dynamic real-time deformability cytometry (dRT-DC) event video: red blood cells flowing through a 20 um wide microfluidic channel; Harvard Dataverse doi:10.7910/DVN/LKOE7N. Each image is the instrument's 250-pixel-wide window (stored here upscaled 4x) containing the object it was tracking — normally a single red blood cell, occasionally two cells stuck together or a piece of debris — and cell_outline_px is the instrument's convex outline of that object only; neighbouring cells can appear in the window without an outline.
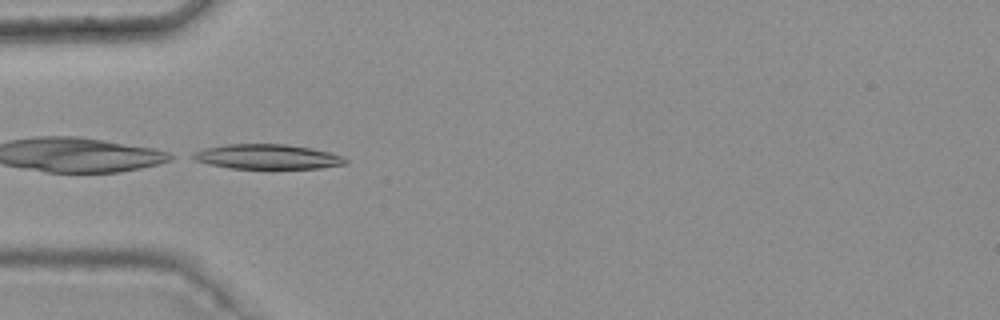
{"species": "common noctule bat (a hibernating species)", "species_latin": "Nyctalus noctula", "temperature_condition": "warm", "stored_images_in_passage": 4, "camera_frame_rate_fps": 3000, "um_per_image_px": 0.085, "animal": {"sex": "female", "body_mass_g": 25.1}, "frame": {"image": 1, "passage_image": 3, "time_ms": 0.667, "image_size_px": [1000, 320], "cell_outline_px": [[348, 164], [320, 168], [272, 172], [228, 168], [208, 164], [196, 160], [188, 156], [204, 148], [224, 144], [284, 144], [308, 148], [328, 152], [344, 156], [348, 160]], "centroid_in_image_um": [22.75, 13.38], "position_along_channel_um": 62.3, "area_um2": 23.29}}